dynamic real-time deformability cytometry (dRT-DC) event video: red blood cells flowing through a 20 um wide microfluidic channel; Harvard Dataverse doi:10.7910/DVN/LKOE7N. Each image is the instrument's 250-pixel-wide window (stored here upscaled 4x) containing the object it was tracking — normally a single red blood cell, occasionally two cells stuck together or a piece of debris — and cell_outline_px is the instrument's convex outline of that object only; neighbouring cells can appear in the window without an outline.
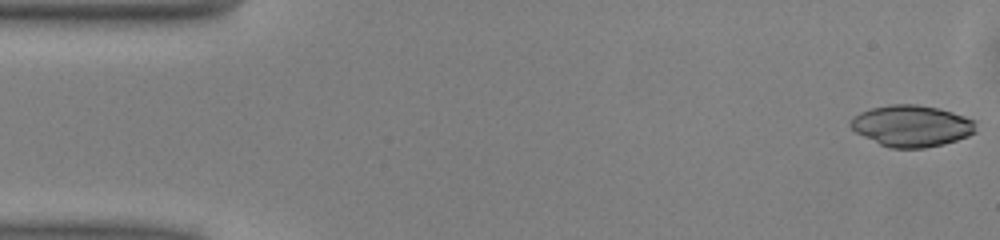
{"species": "common noctule bat (a hibernating species)", "species_latin": "Nyctalus noctula", "temperature_condition": "warm", "stored_images_in_passage": 7, "camera_frame_rate_fps": 3000, "um_per_image_px": 0.085, "animal": {"sex": "male", "body_mass_g": 13.0, "forearm_length_mm": 53.1}, "frame": {"image": 1, "passage_image": 1, "time_ms": 0.0, "image_size_px": [1000, 240], "cell_outline_px": [[976, 132], [968, 136], [944, 144], [924, 148], [892, 148], [880, 144], [856, 132], [848, 124], [852, 116], [860, 112], [872, 108], [888, 104], [916, 104], [940, 108], [976, 120]], "centroid_in_image_um": [77.5, 10.69], "position_along_channel_um": 7.5, "area_um2": 30.4}}